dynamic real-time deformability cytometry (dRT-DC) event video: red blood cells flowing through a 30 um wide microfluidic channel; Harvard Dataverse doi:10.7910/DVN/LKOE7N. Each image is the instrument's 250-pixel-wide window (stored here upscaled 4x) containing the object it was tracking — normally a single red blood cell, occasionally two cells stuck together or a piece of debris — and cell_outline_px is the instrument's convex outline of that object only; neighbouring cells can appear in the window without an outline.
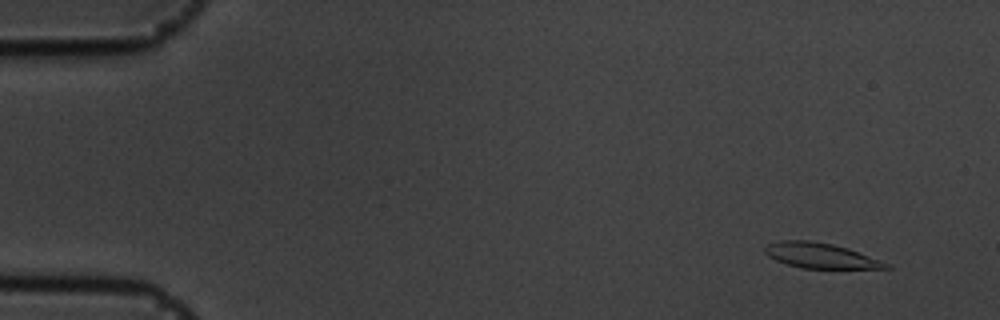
{"species": "common noctule bat (a hibernating species)", "species_latin": "Nyctalus noctula", "temperature_condition": "cold", "stored_images_in_passage": 55, "camera_frame_rate_fps": 3000, "um_per_image_px": 0.085, "animal": {"sex": "male", "body_mass_g": 19.5, "forearm_length_mm": 54.6}, "frame": {"image": 1, "passage_image": 4, "time_ms": 1.0, "image_size_px": [1000, 320], "cell_outline_px": [[892, 268], [800, 268], [776, 260], [768, 256], [764, 252], [764, 248], [768, 244], [780, 240], [808, 240], [832, 244], [848, 248], [892, 264]], "centroid_in_image_um": [69.75, 21.72], "position_along_channel_um": 15.2, "area_um2": 17.74}}
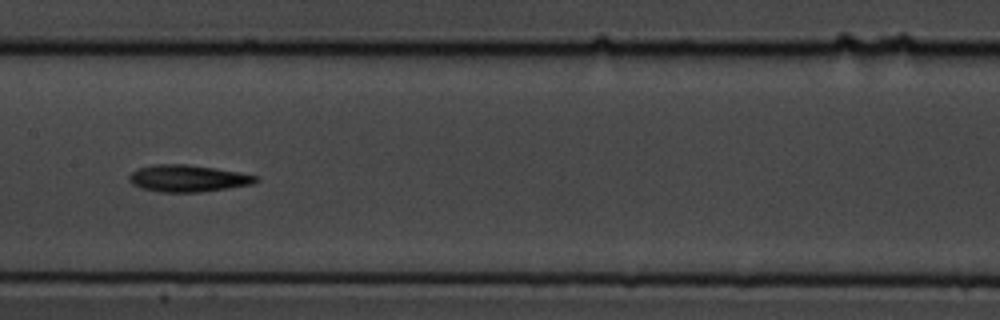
{"frame": {"image": 2, "passage_image": 28, "time_ms": 9.0, "image_size_px": [1000, 320], "cell_outline_px": [[260, 180], [256, 184], [200, 192], [164, 192], [144, 188], [132, 184], [128, 180], [128, 176], [136, 168], [156, 164], [188, 164], [216, 168], [260, 176]], "centroid_in_image_um": [16.02, 15.15], "position_along_channel_um": 191.4, "area_um2": 20.0}}
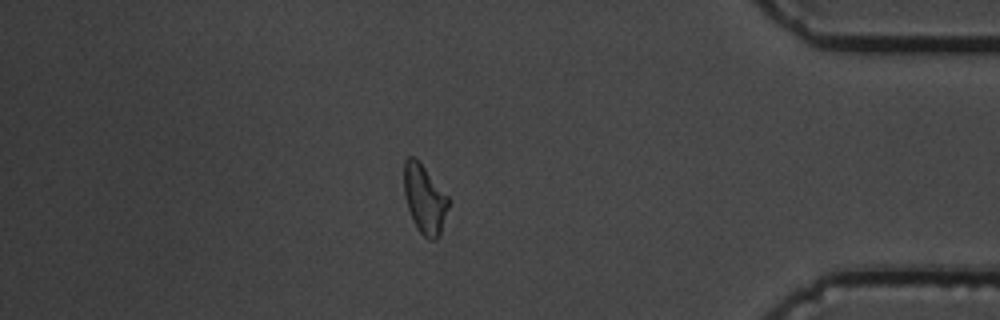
{"frame": {"image": 3, "passage_image": 48, "time_ms": 15.667, "image_size_px": [1000, 320], "cell_outline_px": [[448, 208], [440, 232], [436, 240], [428, 240], [416, 228], [412, 220], [404, 196], [404, 160], [408, 156], [416, 156], [448, 196]], "centroid_in_image_um": [36.06, 16.89], "position_along_channel_um": 399.1, "area_um2": 17.92}, "authors_computed_cell_mechanics": {"area_um2": 18.496, "velocity_mm_per_s": 3.6071, "shape_relaxation_time_tau1_ms": 3.4748, "shape_relaxation_time_tau2_ms": null, "deformation_change_tau1": 0.1495, "deformation_change_tau2": null}}